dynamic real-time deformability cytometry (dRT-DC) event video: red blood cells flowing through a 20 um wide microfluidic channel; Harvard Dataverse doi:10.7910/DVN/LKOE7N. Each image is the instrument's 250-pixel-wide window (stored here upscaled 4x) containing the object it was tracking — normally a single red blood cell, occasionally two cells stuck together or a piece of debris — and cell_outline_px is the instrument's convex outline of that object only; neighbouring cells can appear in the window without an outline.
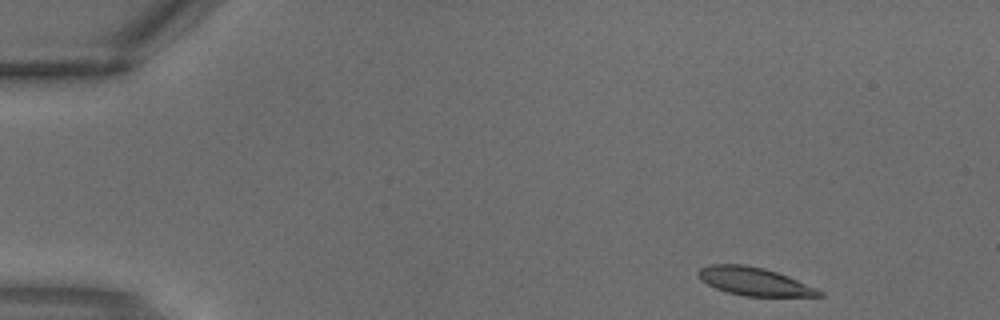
{"species": "common noctule bat (a hibernating species)", "species_latin": "Nyctalus noctula", "temperature_condition": "warm", "stored_images_in_passage": 3, "camera_frame_rate_fps": 3000, "um_per_image_px": 0.085, "animal": {"sex": "male", "body_mass_g": 18.8}, "frame": {"image": 1, "passage_image": 1, "time_ms": 0.0, "image_size_px": [1000, 320], "cell_outline_px": [[824, 296], [744, 296], [728, 292], [716, 288], [700, 280], [696, 272], [700, 268], [708, 264], [744, 264], [764, 268], [788, 276], [816, 288], [824, 292]], "centroid_in_image_um": [64.08, 23.91], "position_along_channel_um": 20.9, "area_um2": 19.77}}
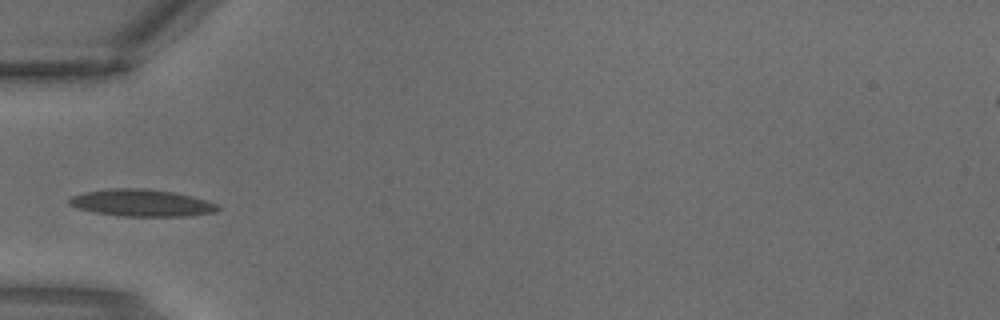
{"frame": {"image": 2, "passage_image": 3, "time_ms": 0.667, "image_size_px": [1000, 320], "cell_outline_px": [[220, 208], [216, 212], [188, 216], [124, 216], [96, 212], [80, 208], [68, 204], [68, 200], [72, 196], [84, 192], [112, 188], [144, 188], [176, 192], [208, 200], [216, 204]], "centroid_in_image_um": [12.08, 17.24], "position_along_channel_um": 72.9, "area_um2": 23.35}}